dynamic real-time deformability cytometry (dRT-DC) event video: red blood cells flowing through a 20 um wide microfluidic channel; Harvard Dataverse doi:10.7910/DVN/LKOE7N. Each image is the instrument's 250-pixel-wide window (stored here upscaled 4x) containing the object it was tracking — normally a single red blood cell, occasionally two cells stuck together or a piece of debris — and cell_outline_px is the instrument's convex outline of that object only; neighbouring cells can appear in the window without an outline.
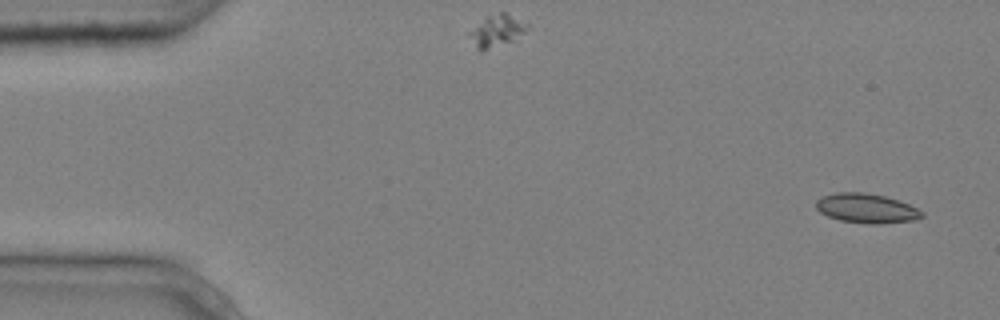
{"species": "common noctule bat (a hibernating species)", "species_latin": "Nyctalus noctula", "temperature_condition": "cold", "stored_images_in_passage": 5, "camera_frame_rate_fps": 3000, "um_per_image_px": 0.085, "animal": {"sex": "male", "body_mass_g": 20.4}, "frame": {"image": 1, "passage_image": 1, "time_ms": 0.0, "image_size_px": [1000, 320], "cell_outline_px": [[924, 216], [912, 220], [880, 224], [868, 224], [840, 220], [828, 216], [820, 212], [816, 208], [816, 200], [824, 196], [836, 192], [864, 192], [884, 196], [908, 204], [924, 212]], "centroid_in_image_um": [73.63, 17.71], "position_along_channel_um": 11.4, "area_um2": 18.03}}
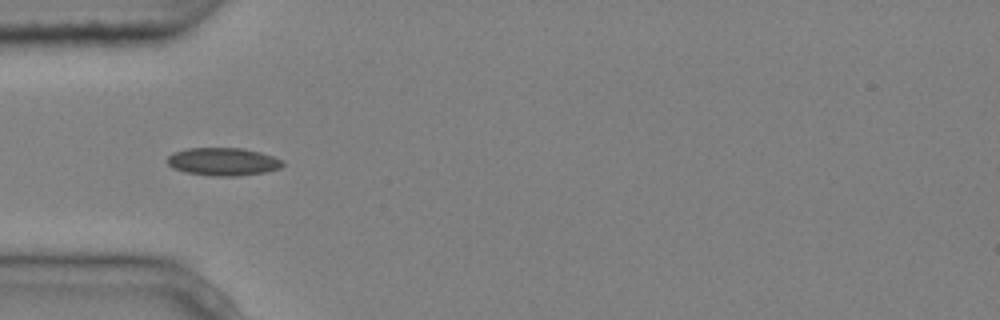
{"frame": {"image": 2, "passage_image": 5, "time_ms": 1.333, "image_size_px": [1000, 320], "cell_outline_px": [[284, 164], [280, 168], [264, 172], [236, 176], [212, 176], [184, 172], [172, 168], [168, 164], [168, 156], [172, 152], [188, 148], [240, 148], [260, 152], [272, 156], [280, 160]], "centroid_in_image_um": [18.91, 13.74], "position_along_channel_um": 66.1, "area_um2": 18.67}}